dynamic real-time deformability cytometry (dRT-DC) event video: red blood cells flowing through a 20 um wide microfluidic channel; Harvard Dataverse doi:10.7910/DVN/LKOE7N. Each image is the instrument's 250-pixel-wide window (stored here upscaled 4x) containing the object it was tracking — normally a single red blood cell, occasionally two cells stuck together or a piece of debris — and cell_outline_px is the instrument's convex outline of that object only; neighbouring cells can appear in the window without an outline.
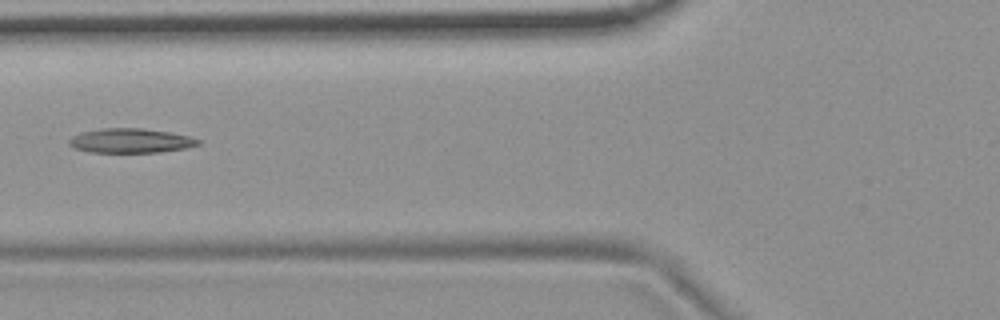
{"species": "common noctule bat (a hibernating species)", "species_latin": "Nyctalus noctula", "temperature_condition": "room temperature", "stored_images_in_passage": 5, "camera_frame_rate_fps": 3000, "um_per_image_px": 0.085, "animal": {"sex": "female", "body_mass_g": 19.9}, "frame": {"image": 1, "passage_image": 5, "time_ms": 1.333, "image_size_px": [1000, 320], "cell_outline_px": [[200, 144], [184, 148], [160, 152], [92, 152], [76, 148], [68, 144], [68, 140], [72, 136], [84, 132], [104, 128], [140, 128], [168, 132], [188, 136], [200, 140]], "centroid_in_image_um": [11.1, 11.96], "position_along_channel_um": 114.7, "area_um2": 18.03}}